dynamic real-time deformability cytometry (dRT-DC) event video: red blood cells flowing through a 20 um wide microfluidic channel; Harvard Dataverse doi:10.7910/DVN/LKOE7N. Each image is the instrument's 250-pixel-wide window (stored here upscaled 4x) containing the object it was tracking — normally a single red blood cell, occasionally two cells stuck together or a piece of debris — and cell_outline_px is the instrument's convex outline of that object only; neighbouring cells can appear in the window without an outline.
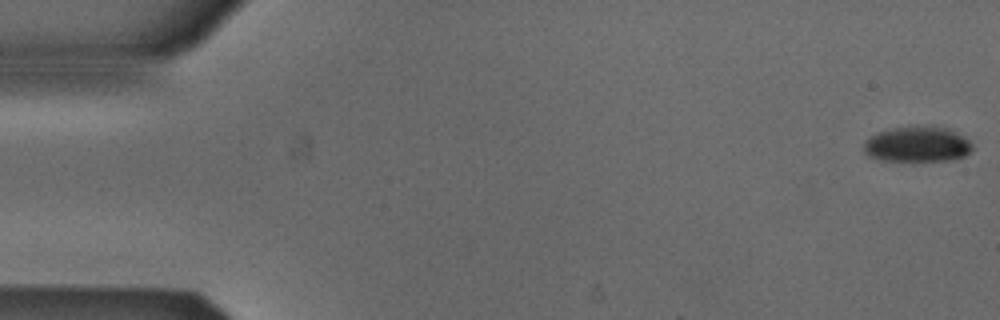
{"species": "Egyptian fruit bat (a non-hibernating species)", "species_latin": "Rousettus aegyptiacus", "temperature_condition": "cold", "stored_images_in_passage": 53, "camera_frame_rate_fps": 3000, "um_per_image_px": 0.085, "animal": {"sex": "male"}, "frame": {"image": 1, "passage_image": 1, "time_ms": 0.0, "image_size_px": [1000, 320], "cell_outline_px": [[972, 148], [964, 156], [952, 160], [884, 160], [868, 156], [864, 152], [864, 144], [872, 136], [880, 132], [892, 128], [908, 124], [928, 124], [948, 128], [964, 136], [972, 144]], "centroid_in_image_um": [78.0, 12.22], "position_along_channel_um": 7.0, "area_um2": 22.66}}
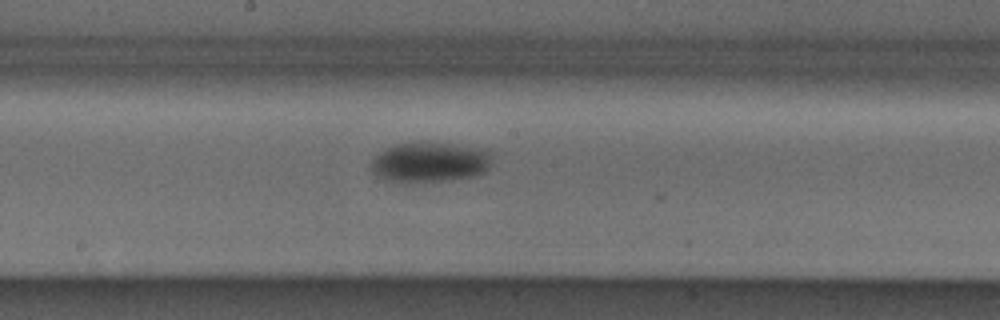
{"frame": {"image": 2, "passage_image": 28, "time_ms": 9.0, "image_size_px": [1000, 320], "cell_outline_px": [[492, 164], [484, 172], [476, 176], [452, 180], [408, 184], [400, 184], [384, 180], [376, 176], [372, 172], [368, 164], [384, 148], [396, 144], [416, 140], [456, 144], [488, 148], [492, 152]], "centroid_in_image_um": [36.53, 13.79], "position_along_channel_um": 211.7, "area_um2": 30.0}}
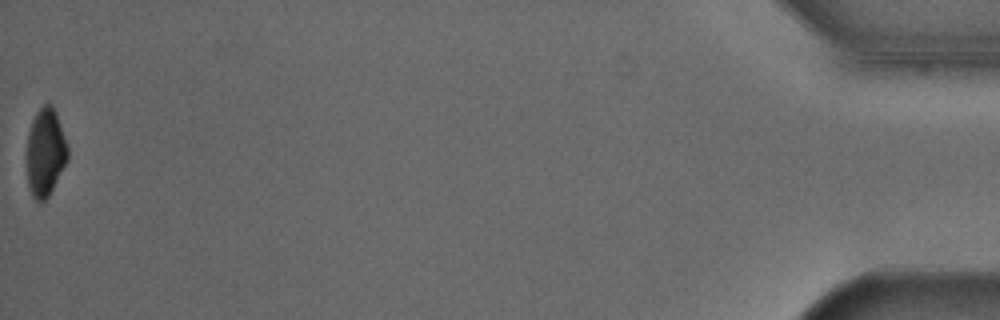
{"frame": {"image": 3, "passage_image": 53, "time_ms": 17.333, "image_size_px": [1000, 320], "cell_outline_px": [[68, 160], [48, 196], [40, 204], [32, 196], [28, 184], [28, 132], [32, 120], [36, 112], [48, 100], [52, 104], [56, 112], [68, 148]], "centroid_in_image_um": [3.87, 12.92], "position_along_channel_um": 431.3, "area_um2": 20.81}, "authors_computed_cell_mechanics": {"area_um2": 25.7788, "velocity_mm_per_s": 3.8913, "shape_relaxation_time_tau1_ms": 4.4055, "shape_relaxation_time_tau2_ms": null, "deformation_change_tau1": 0.0886, "deformation_change_tau2": null}}